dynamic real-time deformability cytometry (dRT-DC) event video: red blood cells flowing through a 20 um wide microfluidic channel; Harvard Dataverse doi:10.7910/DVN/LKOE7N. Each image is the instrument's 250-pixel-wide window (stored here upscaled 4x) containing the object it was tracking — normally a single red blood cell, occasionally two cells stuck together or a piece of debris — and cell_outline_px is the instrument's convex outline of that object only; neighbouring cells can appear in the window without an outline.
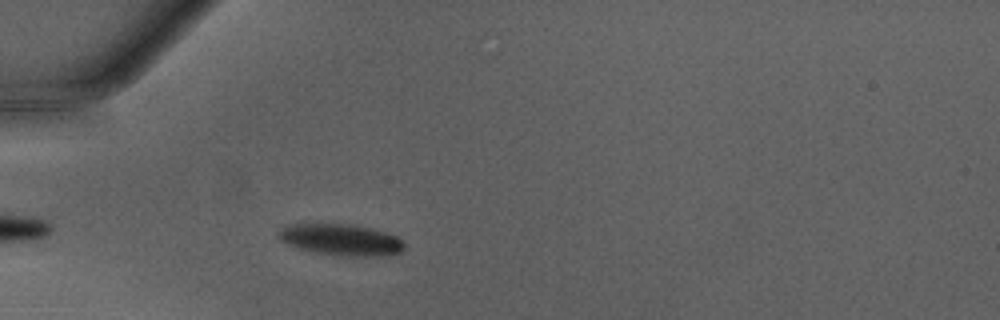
{"species": "Egyptian fruit bat (a non-hibernating species)", "species_latin": "Rousettus aegyptiacus", "temperature_condition": "warm", "stored_images_in_passage": 36, "camera_frame_rate_fps": 3000, "um_per_image_px": 0.085, "animal": {"sex": "male"}, "frame": {"image": 1, "passage_image": 4, "time_ms": 1.0, "image_size_px": [1000, 320], "cell_outline_px": [[404, 248], [400, 252], [388, 256], [344, 256], [312, 252], [296, 248], [280, 240], [276, 232], [280, 228], [288, 224], [304, 220], [352, 224], [372, 228], [396, 236], [404, 244]], "centroid_in_image_um": [28.86, 20.32], "position_along_channel_um": 56.1, "area_um2": 24.16}}
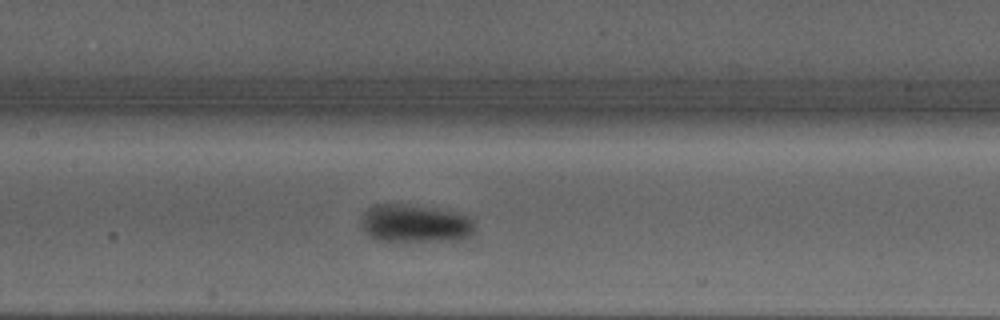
{"frame": {"image": 2, "passage_image": 13, "time_ms": 4.0, "image_size_px": [1000, 320], "cell_outline_px": [[476, 232], [472, 236], [448, 240], [380, 240], [372, 236], [360, 224], [360, 216], [372, 204], [404, 204], [460, 212], [476, 216]], "centroid_in_image_um": [35.39, 18.96], "position_along_channel_um": 172.0, "area_um2": 25.37}}
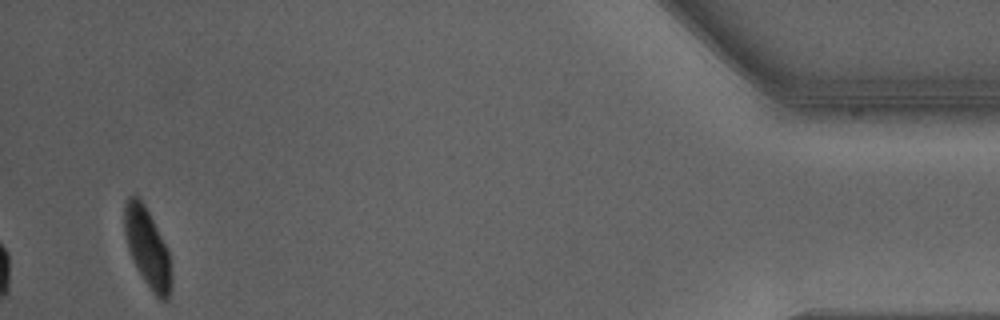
{"frame": {"image": 3, "passage_image": 36, "time_ms": 11.667, "image_size_px": [1000, 320], "cell_outline_px": [[172, 284], [168, 300], [160, 300], [152, 292], [136, 268], [132, 260], [124, 236], [124, 204], [128, 196], [136, 196], [144, 204], [168, 252]], "centroid_in_image_um": [12.5, 21.09], "position_along_channel_um": 422.7, "area_um2": 21.27}, "authors_computed_cell_mechanics": {"area_um2": 22.4553, "velocity_mm_per_s": 4.2605, "shape_relaxation_time_tau1_ms": 2.8382, "shape_relaxation_time_tau2_ms": null, "deformation_change_tau1": 0.1452, "deformation_change_tau2": null}}